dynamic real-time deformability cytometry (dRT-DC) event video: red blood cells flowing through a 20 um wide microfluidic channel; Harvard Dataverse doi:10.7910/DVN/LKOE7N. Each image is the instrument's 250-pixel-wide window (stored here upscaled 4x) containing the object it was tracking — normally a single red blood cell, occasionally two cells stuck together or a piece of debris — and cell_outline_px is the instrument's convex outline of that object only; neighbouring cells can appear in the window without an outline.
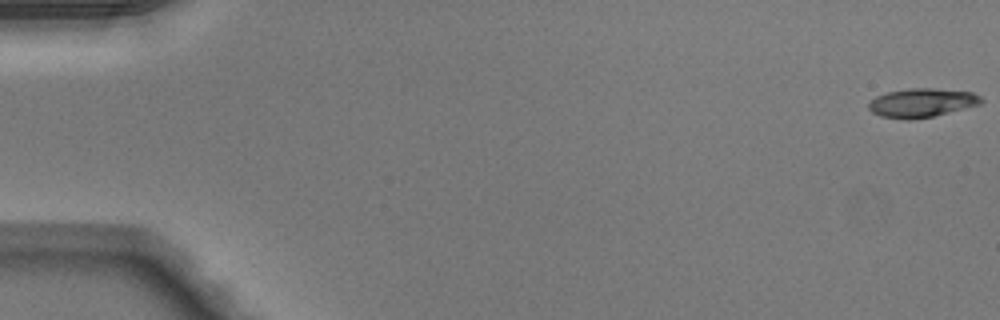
{"species": "Egyptian fruit bat (a non-hibernating species)", "species_latin": "Rousettus aegyptiacus", "temperature_condition": "warm", "stored_images_in_passage": 42, "camera_frame_rate_fps": 3000, "um_per_image_px": 0.085, "animal": {"sex": "male"}, "frame": {"image": 1, "passage_image": 1, "time_ms": 0.0, "image_size_px": [1000, 320], "cell_outline_px": [[984, 100], [980, 104], [932, 116], [912, 120], [908, 120], [880, 116], [872, 112], [868, 108], [868, 104], [876, 96], [888, 92], [908, 88], [932, 88], [972, 92], [980, 96]], "centroid_in_image_um": [78.33, 8.73], "position_along_channel_um": 6.7, "area_um2": 18.79}}
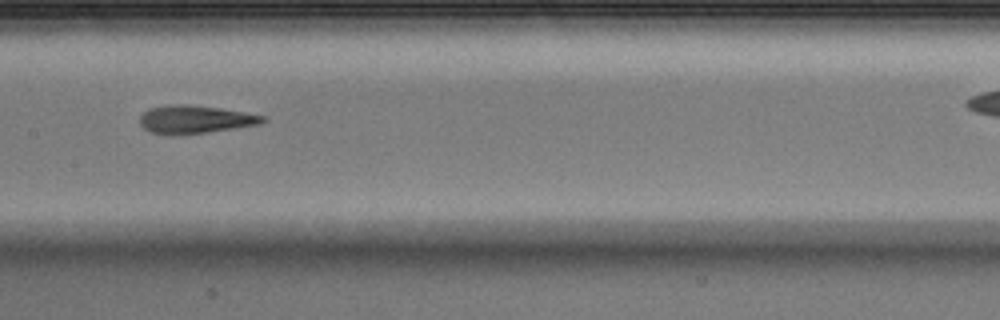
{"frame": {"image": 2, "passage_image": 26, "time_ms": 8.333, "image_size_px": [1000, 320], "cell_outline_px": [[268, 120], [256, 124], [232, 128], [204, 132], [152, 132], [144, 128], [140, 124], [140, 116], [144, 112], [152, 108], [180, 104], [188, 104], [220, 108], [264, 116]], "centroid_in_image_um": [16.61, 10.11], "position_along_channel_um": 190.8, "area_um2": 18.84}}
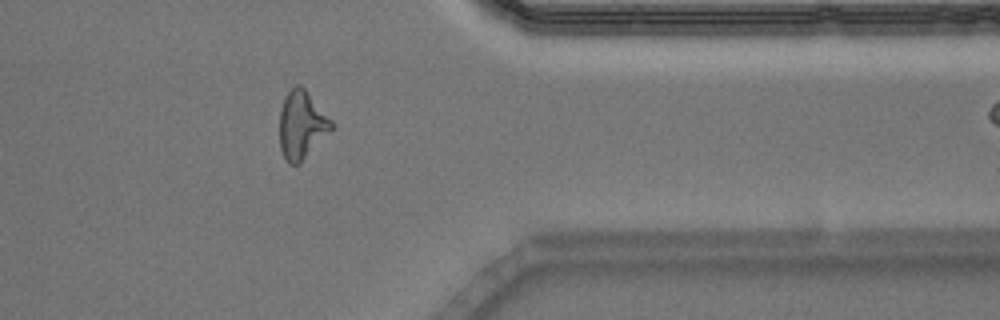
{"frame": {"image": 3, "passage_image": 41, "time_ms": 13.333, "image_size_px": [1000, 320], "cell_outline_px": [[332, 128], [300, 164], [288, 164], [284, 160], [280, 148], [280, 108], [284, 96], [296, 84], [300, 84], [304, 88], [332, 120]], "centroid_in_image_um": [25.61, 10.63], "position_along_channel_um": 385.8, "area_um2": 20.4}}